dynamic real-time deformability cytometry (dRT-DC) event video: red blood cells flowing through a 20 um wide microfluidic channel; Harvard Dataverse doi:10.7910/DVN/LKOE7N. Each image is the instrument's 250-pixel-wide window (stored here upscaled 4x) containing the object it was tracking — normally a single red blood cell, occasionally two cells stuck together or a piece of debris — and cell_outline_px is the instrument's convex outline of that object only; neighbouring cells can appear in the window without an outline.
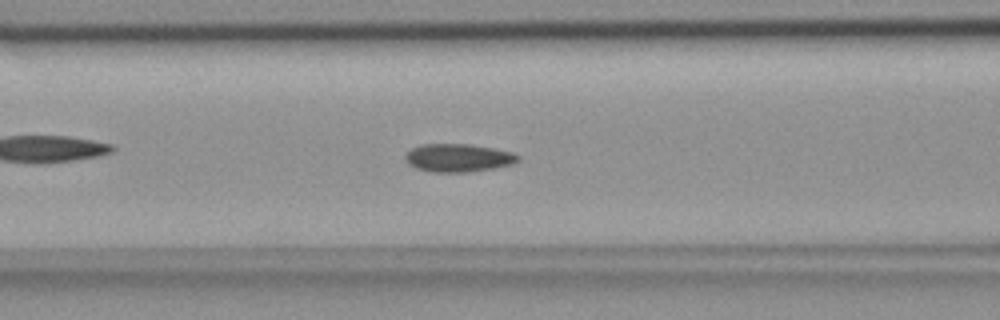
{"species": "common noctule bat (a hibernating species)", "species_latin": "Nyctalus noctula", "temperature_condition": "room temperature", "stored_images_in_passage": 53, "camera_frame_rate_fps": 3000, "um_per_image_px": 0.085, "animal": {"sex": "female", "body_mass_g": 18.4}, "frame": {"image": 1, "passage_image": 21, "time_ms": 6.667, "image_size_px": [1000, 320], "cell_outline_px": [[520, 160], [512, 164], [492, 168], [464, 172], [432, 172], [416, 168], [408, 164], [404, 156], [412, 148], [420, 144], [472, 144], [512, 152], [520, 156]], "centroid_in_image_um": [38.94, 13.41], "position_along_channel_um": 127.7, "area_um2": 18.38}}
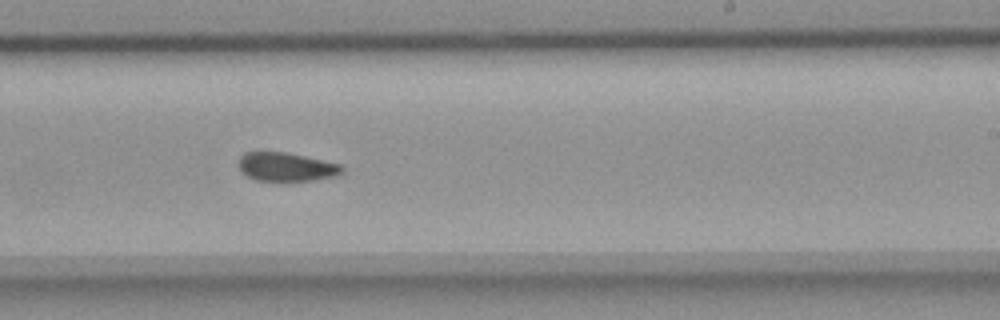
{"frame": {"image": 2, "passage_image": 32, "time_ms": 10.333, "image_size_px": [1000, 320], "cell_outline_px": [[344, 172], [336, 176], [312, 180], [280, 184], [256, 180], [248, 176], [240, 168], [240, 156], [244, 152], [284, 152], [304, 156], [340, 164], [344, 168]], "centroid_in_image_um": [24.35, 14.23], "position_along_channel_um": 264.6, "area_um2": 17.74}}
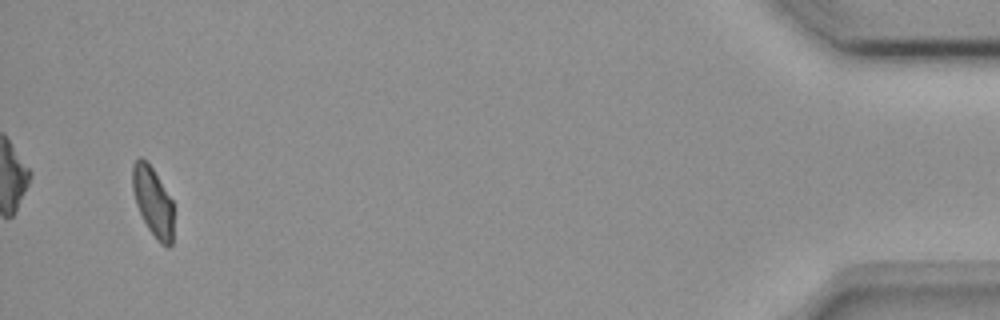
{"frame": {"image": 3, "passage_image": 51, "time_ms": 16.667, "image_size_px": [1000, 320], "cell_outline_px": [[172, 244], [168, 248], [160, 244], [156, 240], [148, 228], [136, 204], [132, 188], [132, 164], [140, 156], [152, 168], [172, 200]], "centroid_in_image_um": [12.98, 17.16], "position_along_channel_um": 422.2, "area_um2": 16.36}, "authors_computed_cell_mechanics": {"area_um2": 17.8024, "velocity_mm_per_s": 3.7599, "shape_relaxation_time_tau1_ms": 6.4129, "shape_relaxation_time_tau2_ms": 0.8812, "deformation_change_tau1": 0.123, "deformation_change_tau2": 0.0512}}